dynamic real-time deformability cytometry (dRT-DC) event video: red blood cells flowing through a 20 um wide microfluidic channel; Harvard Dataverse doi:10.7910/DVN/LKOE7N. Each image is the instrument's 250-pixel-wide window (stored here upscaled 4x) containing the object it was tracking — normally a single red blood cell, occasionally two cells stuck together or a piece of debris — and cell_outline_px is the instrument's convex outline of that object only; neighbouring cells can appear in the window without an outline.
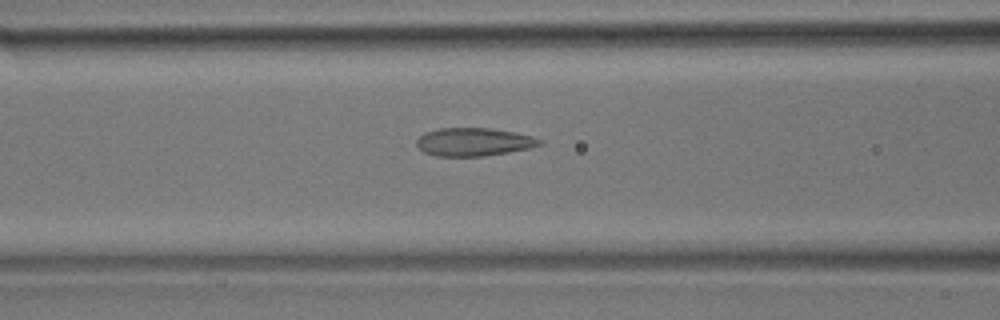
{"species": "common noctule bat (a hibernating species)", "species_latin": "Nyctalus noctula", "temperature_condition": "room temperature", "stored_images_in_passage": 50, "camera_frame_rate_fps": 3000, "um_per_image_px": 0.085, "animal": {"sex": "male", "body_mass_g": 17.9}, "frame": {"image": 1, "passage_image": 20, "time_ms": 6.333, "image_size_px": [1000, 320], "cell_outline_px": [[544, 144], [532, 148], [484, 156], [436, 156], [424, 152], [416, 144], [416, 140], [424, 132], [440, 128], [488, 128], [512, 132], [532, 136], [544, 140]], "centroid_in_image_um": [40.3, 12.07], "position_along_channel_um": 126.3, "area_um2": 20.23}}
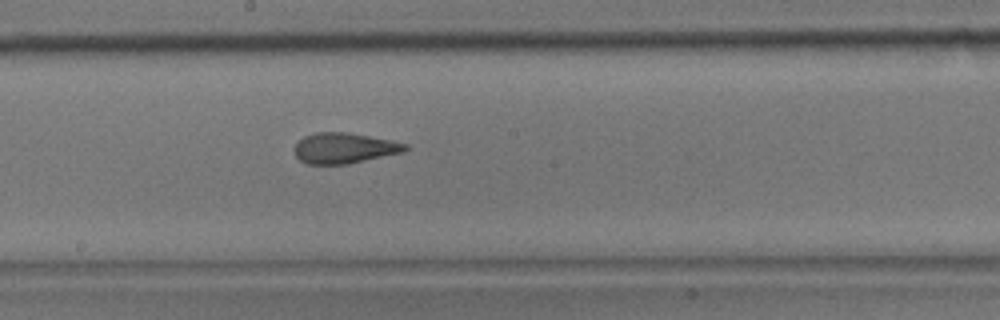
{"frame": {"image": 2, "passage_image": 27, "time_ms": 8.667, "image_size_px": [1000, 320], "cell_outline_px": [[408, 148], [404, 152], [348, 164], [308, 164], [300, 160], [296, 156], [296, 144], [304, 136], [316, 132], [348, 132], [392, 140], [408, 144]], "centroid_in_image_um": [29.3, 12.58], "position_along_channel_um": 218.9, "area_um2": 19.71}}
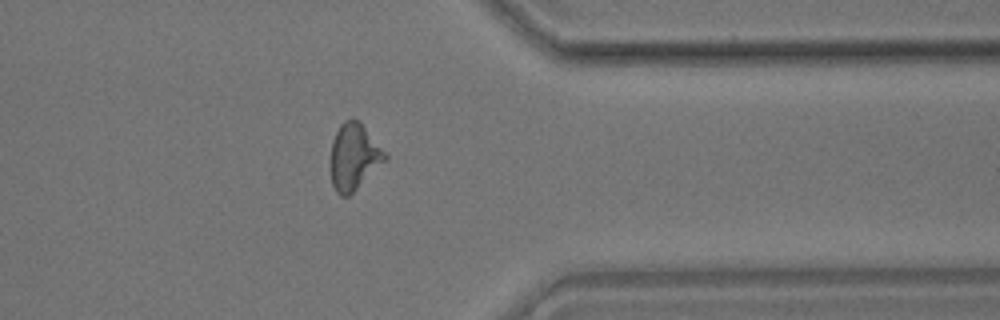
{"frame": {"image": 3, "passage_image": 40, "time_ms": 13.0, "image_size_px": [1000, 320], "cell_outline_px": [[388, 160], [348, 196], [340, 196], [336, 192], [332, 184], [332, 140], [340, 124], [344, 120], [352, 116], [360, 120], [388, 156]], "centroid_in_image_um": [30.11, 13.29], "position_along_channel_um": 381.3, "area_um2": 21.1}, "authors_computed_cell_mechanics": {"area_um2": 20.7213, "velocity_mm_per_s": 3.9689, "shape_relaxation_time_tau1_ms": 11.3339, "shape_relaxation_time_tau2_ms": 1.6222, "deformation_change_tau1": 0.2291, "deformation_change_tau2": 0.1083}}